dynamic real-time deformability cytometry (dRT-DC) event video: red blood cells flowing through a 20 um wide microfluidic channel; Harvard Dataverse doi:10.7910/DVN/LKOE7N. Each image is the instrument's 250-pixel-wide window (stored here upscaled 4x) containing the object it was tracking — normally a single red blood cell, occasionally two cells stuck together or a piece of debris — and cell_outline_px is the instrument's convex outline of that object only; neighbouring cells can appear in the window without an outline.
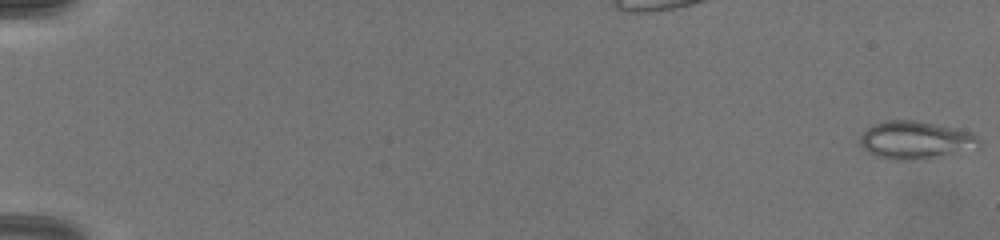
{"species": "common noctule bat (a hibernating species)", "species_latin": "Nyctalus noctula", "temperature_condition": "warm", "stored_images_in_passage": 39, "camera_frame_rate_fps": 3000, "um_per_image_px": 0.085, "animal": {"sex": "female", "body_mass_g": 19.5, "forearm_length_mm": 54.1}, "frame": {"image": 1, "passage_image": 1, "time_ms": 0.0, "image_size_px": [1000, 240], "cell_outline_px": [[980, 148], [916, 160], [896, 160], [876, 156], [868, 152], [860, 144], [860, 136], [872, 124], [888, 120], [916, 120], [956, 128], [972, 132], [980, 140]], "centroid_in_image_um": [77.84, 11.9], "position_along_channel_um": 7.2, "area_um2": 26.24}}
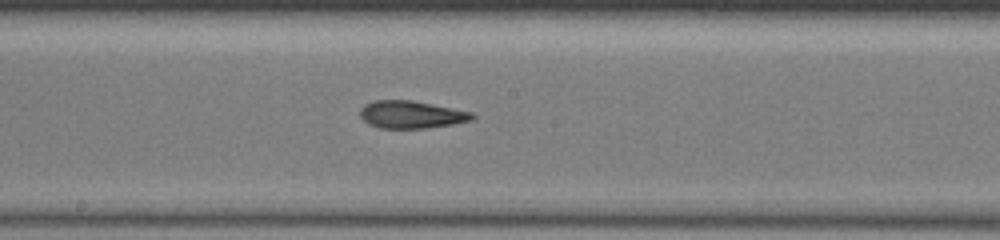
{"frame": {"image": 2, "passage_image": 23, "time_ms": 10.0, "image_size_px": [1000, 240], "cell_outline_px": [[476, 116], [472, 120], [452, 124], [424, 128], [380, 128], [368, 124], [360, 116], [360, 108], [364, 104], [376, 100], [412, 100], [472, 112]], "centroid_in_image_um": [34.94, 9.73], "position_along_channel_um": 213.3, "area_um2": 17.92}}
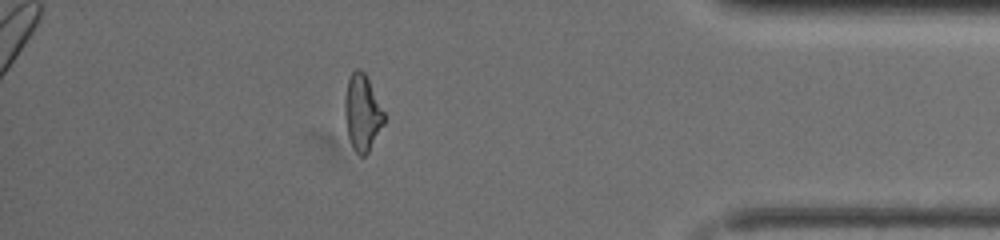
{"frame": {"image": 3, "passage_image": 33, "time_ms": 15.333, "image_size_px": [1000, 240], "cell_outline_px": [[384, 124], [368, 152], [364, 156], [360, 156], [352, 148], [348, 136], [344, 104], [344, 100], [348, 80], [352, 72], [356, 68], [360, 68], [364, 72], [384, 112]], "centroid_in_image_um": [30.79, 9.59], "position_along_channel_um": 404.4, "area_um2": 17.17}, "authors_computed_cell_mechanics": {"area_um2": 18.2648, "velocity_mm_per_s": 4.1637, "shape_relaxation_time_tau1_ms": null, "shape_relaxation_time_tau2_ms": 2.2505, "deformation_change_tau1": null, "deformation_change_tau2": 0.1075}}